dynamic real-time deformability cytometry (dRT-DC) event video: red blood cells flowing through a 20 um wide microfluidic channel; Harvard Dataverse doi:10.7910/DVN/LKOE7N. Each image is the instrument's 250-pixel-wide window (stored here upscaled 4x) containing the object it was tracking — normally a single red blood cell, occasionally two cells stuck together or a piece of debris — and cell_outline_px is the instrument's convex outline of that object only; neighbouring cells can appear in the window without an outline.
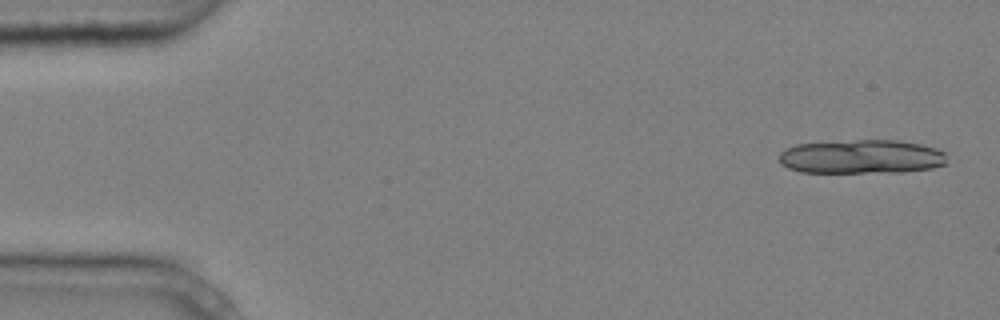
{"species": "common noctule bat (a hibernating species)", "species_latin": "Nyctalus noctula", "temperature_condition": "cold", "stored_images_in_passage": 5, "camera_frame_rate_fps": 3000, "um_per_image_px": 0.085, "animal": {"sex": "male", "body_mass_g": 20.4}, "frame": {"image": 1, "passage_image": 1, "time_ms": 0.0, "image_size_px": [1000, 320], "cell_outline_px": [[948, 164], [932, 168], [900, 172], [800, 172], [788, 168], [780, 164], [780, 152], [784, 148], [796, 144], [856, 140], [900, 140], [920, 144], [936, 148], [944, 152]], "centroid_in_image_um": [73.23, 13.32], "position_along_channel_um": 11.8, "area_um2": 33.41}}
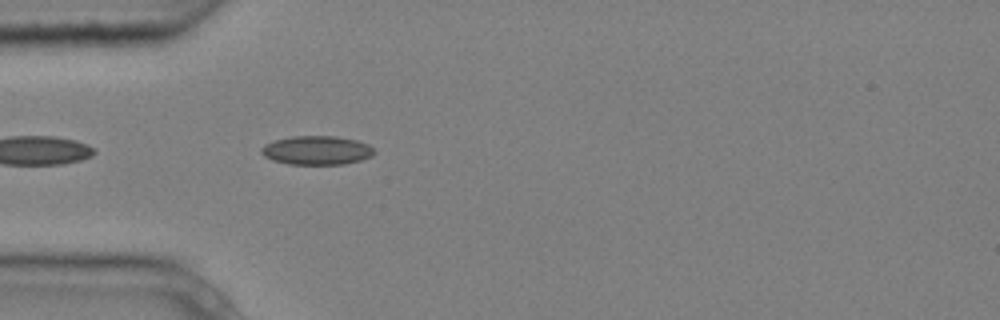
{"frame": {"image": 2, "passage_image": 5, "time_ms": 1.333, "image_size_px": [1000, 320], "cell_outline_px": [[376, 152], [372, 156], [360, 160], [344, 164], [288, 164], [272, 160], [264, 156], [260, 152], [260, 148], [264, 144], [276, 140], [292, 136], [336, 136], [356, 140], [368, 144]], "centroid_in_image_um": [26.91, 12.77], "position_along_channel_um": 58.1, "area_um2": 19.02}}